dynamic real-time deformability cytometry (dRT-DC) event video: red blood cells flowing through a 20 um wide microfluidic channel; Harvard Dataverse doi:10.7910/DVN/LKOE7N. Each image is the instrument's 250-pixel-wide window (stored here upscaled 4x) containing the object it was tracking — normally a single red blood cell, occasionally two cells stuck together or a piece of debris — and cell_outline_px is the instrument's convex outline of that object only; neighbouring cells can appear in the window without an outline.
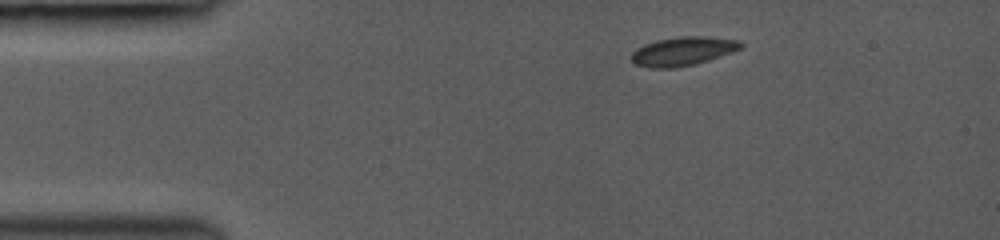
{"species": "common noctule bat (a hibernating species)", "species_latin": "Nyctalus noctula", "temperature_condition": "room temperature", "stored_images_in_passage": 21, "camera_frame_rate_fps": 3000, "um_per_image_px": 0.085, "animal": {"sex": "female", "body_mass_g": 19.0, "forearm_length_mm": 53.3}, "frame": {"image": 1, "passage_image": 1, "time_ms": 0.0, "image_size_px": [1000, 240], "cell_outline_px": [[744, 48], [696, 64], [676, 68], [648, 68], [632, 64], [632, 52], [636, 48], [644, 44], [656, 40], [680, 36], [704, 36], [740, 40], [744, 44]], "centroid_in_image_um": [58.04, 4.36], "position_along_channel_um": 27.0, "area_um2": 18.67}}
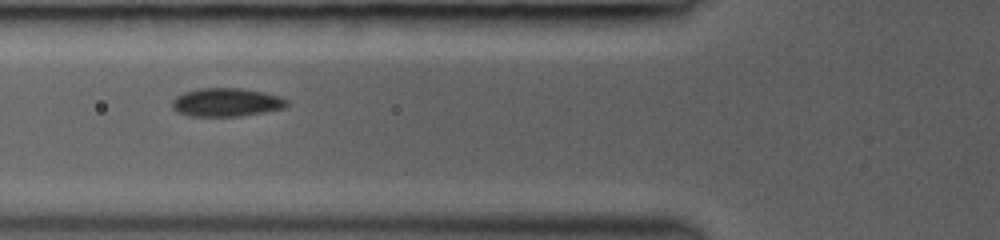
{"frame": {"image": 2, "passage_image": 9, "time_ms": 3.333, "image_size_px": [1000, 240], "cell_outline_px": [[288, 108], [240, 116], [188, 116], [176, 112], [172, 108], [172, 100], [176, 96], [184, 92], [196, 88], [240, 88], [264, 92], [280, 96], [288, 100]], "centroid_in_image_um": [19.25, 8.7], "position_along_channel_um": 106.6, "area_um2": 19.31}}
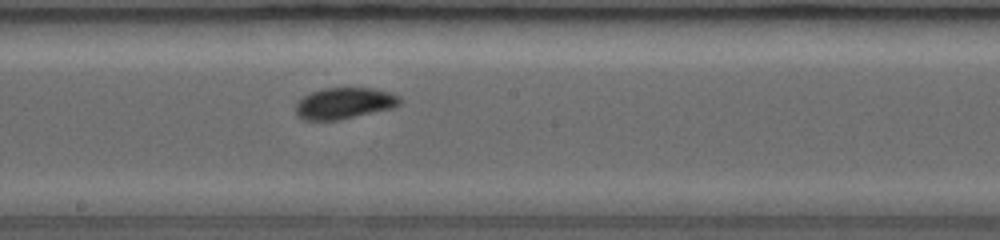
{"frame": {"image": 3, "passage_image": 17, "time_ms": 6.0, "image_size_px": [1000, 240], "cell_outline_px": [[404, 100], [400, 104], [392, 108], [340, 120], [304, 120], [296, 116], [296, 104], [304, 96], [320, 88], [372, 88], [388, 92], [400, 96]], "centroid_in_image_um": [29.28, 8.78], "position_along_channel_um": 218.9, "area_um2": 19.07}}